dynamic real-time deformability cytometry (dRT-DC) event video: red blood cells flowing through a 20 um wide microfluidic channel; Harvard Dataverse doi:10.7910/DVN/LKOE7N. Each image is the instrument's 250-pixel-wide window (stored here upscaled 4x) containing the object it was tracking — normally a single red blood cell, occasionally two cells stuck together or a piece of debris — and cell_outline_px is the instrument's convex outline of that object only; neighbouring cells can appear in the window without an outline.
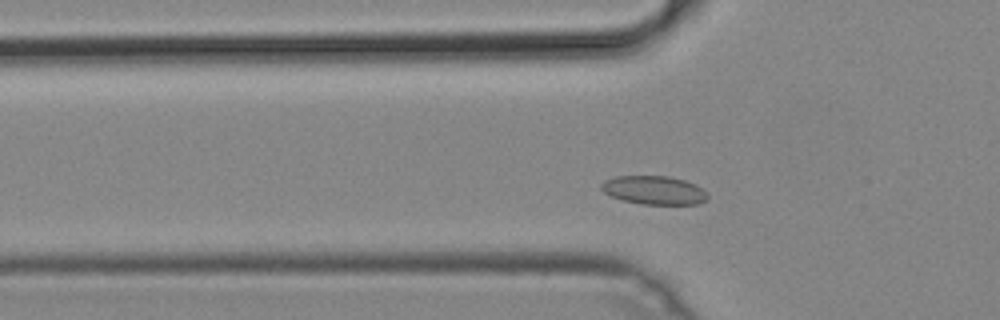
{"species": "common noctule bat (a hibernating species)", "species_latin": "Nyctalus noctula", "temperature_condition": "cold", "stored_images_in_passage": 44, "camera_frame_rate_fps": 3000, "um_per_image_px": 0.085, "animal": {"sex": "male", "body_mass_g": 19.2, "forearm_length_mm": 51.8}, "frame": {"image": 1, "passage_image": 9, "time_ms": 2.667, "image_size_px": [1000, 320], "cell_outline_px": [[708, 200], [700, 204], [640, 204], [620, 200], [604, 192], [600, 188], [600, 184], [604, 180], [616, 176], [668, 176], [684, 180], [696, 184], [708, 196]], "centroid_in_image_um": [55.57, 16.17], "position_along_channel_um": 70.2, "area_um2": 17.8}}
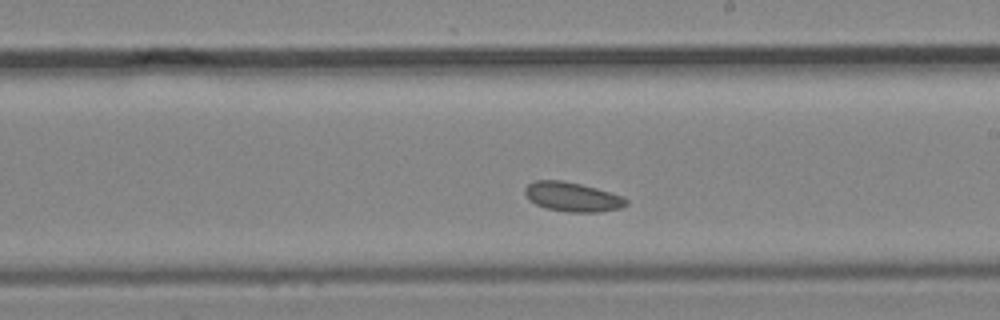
{"frame": {"image": 2, "passage_image": 22, "time_ms": 7.0, "image_size_px": [1000, 320], "cell_outline_px": [[628, 204], [620, 208], [600, 212], [568, 212], [548, 208], [536, 204], [524, 192], [524, 188], [528, 184], [536, 180], [560, 180], [580, 184], [596, 188], [624, 196], [628, 200]], "centroid_in_image_um": [48.7, 16.73], "position_along_channel_um": 240.3, "area_um2": 17.17}}
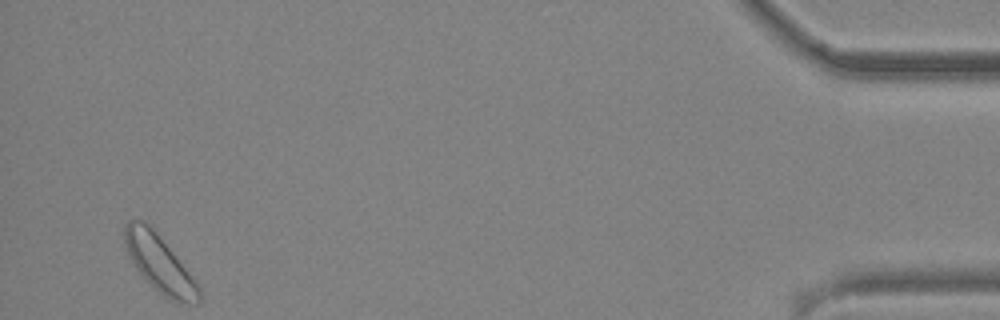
{"frame": {"image": 3, "passage_image": 42, "time_ms": 13.667, "image_size_px": [1000, 320], "cell_outline_px": [[204, 300], [200, 304], [180, 304], [164, 296], [136, 268], [124, 244], [124, 224], [128, 220], [144, 220], [152, 228], [196, 280], [200, 288]], "centroid_in_image_um": [13.62, 22.44], "position_along_channel_um": 421.6, "area_um2": 24.33}}